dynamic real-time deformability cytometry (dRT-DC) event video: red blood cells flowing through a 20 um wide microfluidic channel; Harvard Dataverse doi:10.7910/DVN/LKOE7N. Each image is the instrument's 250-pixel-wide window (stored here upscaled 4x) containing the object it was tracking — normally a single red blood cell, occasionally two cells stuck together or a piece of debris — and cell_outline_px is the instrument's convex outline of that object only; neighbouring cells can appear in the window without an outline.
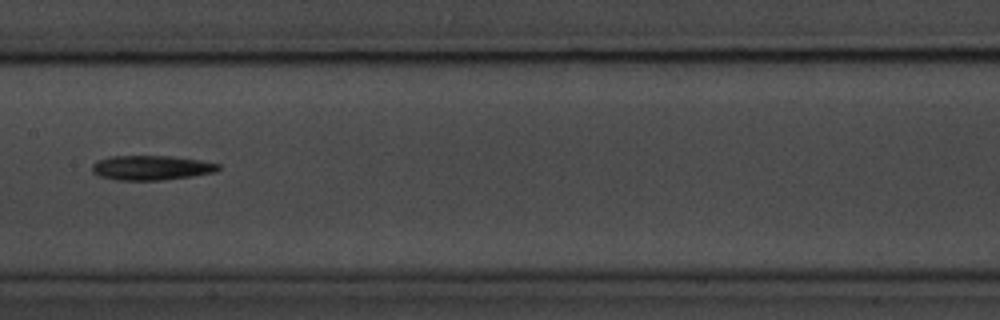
{"species": "common noctule bat (a hibernating species)", "species_latin": "Nyctalus noctula", "temperature_condition": "room temperature", "stored_images_in_passage": 15, "camera_frame_rate_fps": 3000, "um_per_image_px": 0.085, "animal": {"sex": "male", "body_mass_g": 20.1, "forearm_length_mm": 53.5}, "frame": {"image": 1, "passage_image": 7, "time_ms": 8.0, "image_size_px": [1000, 320], "cell_outline_px": [[220, 168], [216, 172], [192, 176], [160, 180], [116, 180], [96, 176], [92, 172], [92, 164], [96, 160], [108, 156], [172, 156], [200, 160], [220, 164]], "centroid_in_image_um": [12.81, 14.25], "position_along_channel_um": 194.6, "area_um2": 18.32}, "authors_computed_cell_mechanics": {"area_um2": 17.34, "velocity_mm_per_s": 3.6002, "shape_relaxation_time_tau1_ms": 3.9874, "shape_relaxation_time_tau2_ms": null, "deformation_change_tau1": 0.1191, "deformation_change_tau2": null}}